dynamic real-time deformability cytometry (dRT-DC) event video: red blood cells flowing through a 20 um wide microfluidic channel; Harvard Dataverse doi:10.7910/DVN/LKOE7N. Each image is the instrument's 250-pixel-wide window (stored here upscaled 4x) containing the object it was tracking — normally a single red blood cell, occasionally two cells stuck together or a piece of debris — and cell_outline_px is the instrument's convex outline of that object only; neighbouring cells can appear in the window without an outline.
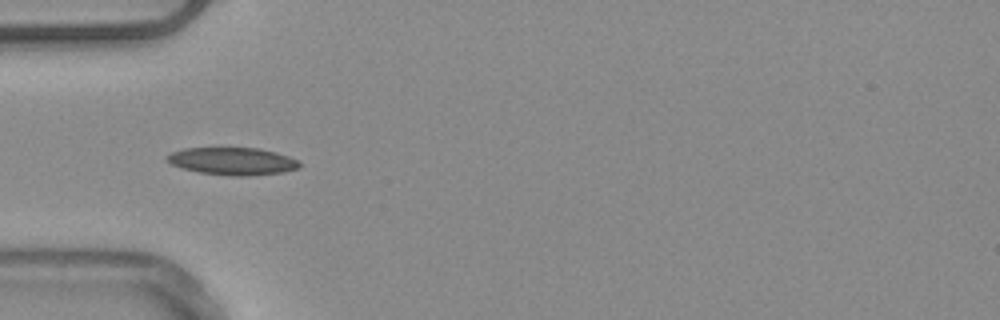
{"species": "common noctule bat (a hibernating species)", "species_latin": "Nyctalus noctula", "temperature_condition": "warm", "stored_images_in_passage": 52, "camera_frame_rate_fps": 3000, "um_per_image_px": 0.085, "animal": {"sex": "male", "body_mass_g": 20.4}, "frame": {"image": 1, "passage_image": 16, "time_ms": 5.0, "image_size_px": [1000, 320], "cell_outline_px": [[300, 168], [284, 172], [248, 176], [232, 176], [200, 172], [180, 168], [172, 164], [164, 156], [172, 152], [184, 148], [260, 148], [276, 152], [288, 156], [296, 160], [300, 164]], "centroid_in_image_um": [19.77, 13.7], "position_along_channel_um": 65.2, "area_um2": 21.21}, "authors_computed_cell_mechanics": {"area_um2": 19.6231, "velocity_mm_per_s": 3.898, "shape_relaxation_time_tau1_ms": null, "shape_relaxation_time_tau2_ms": 6.0165, "deformation_change_tau1": null, "deformation_change_tau2": 0.1398}}